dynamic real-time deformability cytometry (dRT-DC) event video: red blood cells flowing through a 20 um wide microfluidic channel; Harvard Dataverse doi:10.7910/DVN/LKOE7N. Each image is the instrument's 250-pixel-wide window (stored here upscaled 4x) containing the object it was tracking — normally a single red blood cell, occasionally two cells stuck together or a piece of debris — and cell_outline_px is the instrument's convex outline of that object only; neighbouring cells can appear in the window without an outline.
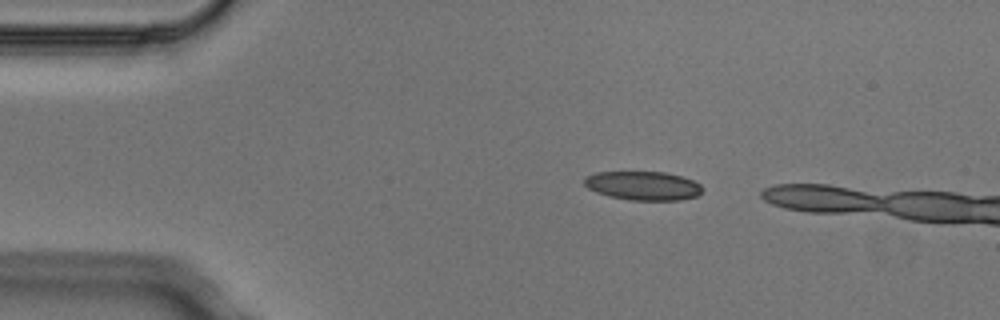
{"species": "Egyptian fruit bat (a non-hibernating species)", "species_latin": "Rousettus aegyptiacus", "temperature_condition": "cold", "stored_images_in_passage": 2, "camera_frame_rate_fps": 3000, "um_per_image_px": 0.085, "animal": {"sex": "male"}, "frame": {"image": 1, "passage_image": 1, "time_ms": 0.0, "image_size_px": [1000, 320], "cell_outline_px": [[704, 188], [696, 196], [680, 200], [628, 200], [596, 192], [588, 188], [584, 184], [584, 176], [596, 172], [664, 172], [680, 176], [692, 180], [700, 184]], "centroid_in_image_um": [54.65, 15.78], "position_along_channel_um": 30.4, "area_um2": 19.77}}